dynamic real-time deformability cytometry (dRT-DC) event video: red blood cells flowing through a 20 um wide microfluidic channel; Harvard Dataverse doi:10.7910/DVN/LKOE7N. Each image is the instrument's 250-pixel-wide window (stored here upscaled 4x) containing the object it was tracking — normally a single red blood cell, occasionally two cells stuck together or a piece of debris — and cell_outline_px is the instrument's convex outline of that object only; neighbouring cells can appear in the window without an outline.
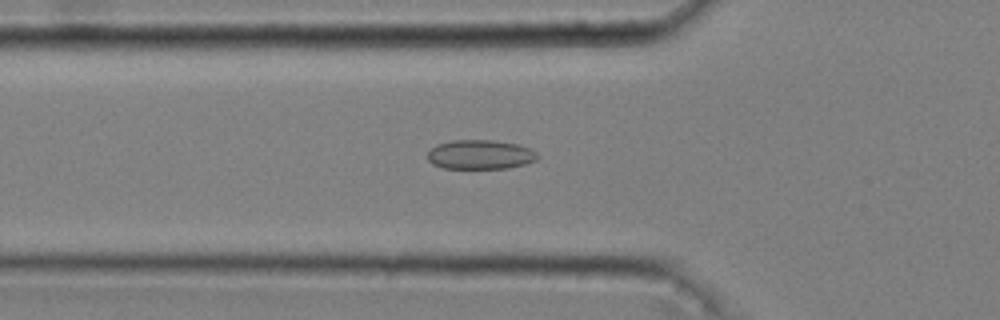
{"species": "common noctule bat (a hibernating species)", "species_latin": "Nyctalus noctula", "temperature_condition": "cold", "stored_images_in_passage": 53, "camera_frame_rate_fps": 3000, "um_per_image_px": 0.085, "animal": {"sex": "male", "body_mass_g": 20.4}, "frame": {"image": 1, "passage_image": 19, "time_ms": 6.0, "image_size_px": [1000, 320], "cell_outline_px": [[540, 156], [536, 160], [524, 164], [508, 168], [444, 168], [432, 164], [428, 160], [428, 152], [436, 144], [452, 140], [492, 140], [516, 144], [528, 148], [536, 152]], "centroid_in_image_um": [40.8, 13.14], "position_along_channel_um": 85.0, "area_um2": 18.73}}
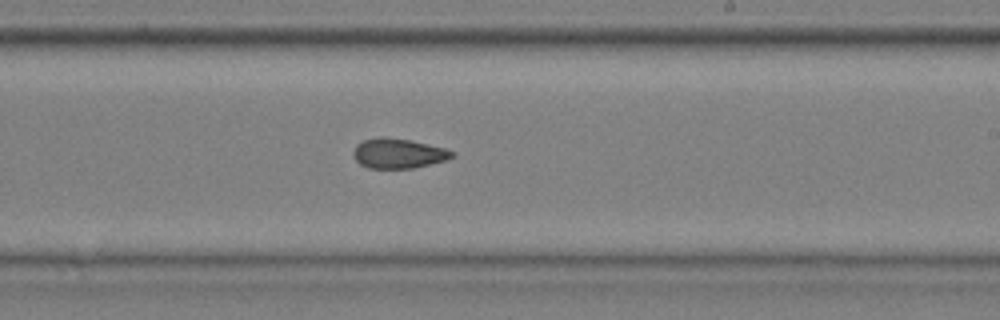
{"frame": {"image": 2, "passage_image": 33, "time_ms": 10.667, "image_size_px": [1000, 320], "cell_outline_px": [[456, 156], [448, 160], [412, 168], [368, 168], [360, 164], [352, 156], [352, 152], [356, 144], [364, 140], [412, 140], [444, 148], [456, 152]], "centroid_in_image_um": [33.91, 13.09], "position_along_channel_um": 255.1, "area_um2": 16.7}}
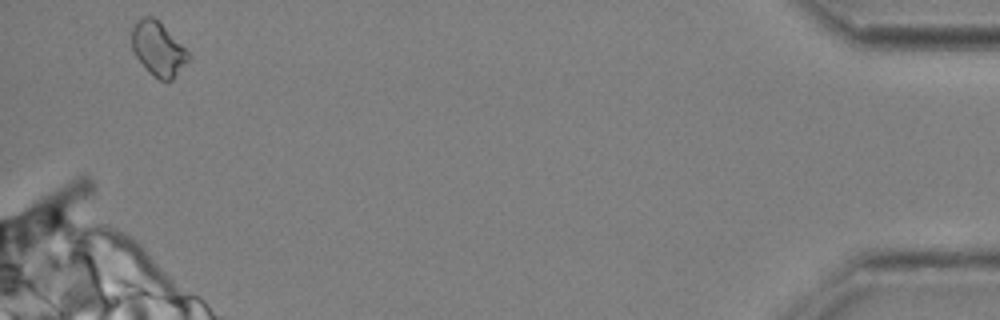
{"frame": {"image": 3, "passage_image": 52, "time_ms": 17.0, "image_size_px": [1000, 320], "cell_outline_px": [[192, 56], [172, 80], [160, 80], [136, 56], [132, 48], [132, 28], [136, 20], [144, 16], [152, 16]], "centroid_in_image_um": [13.43, 4.14], "position_along_channel_um": 421.8, "area_um2": 16.99}, "authors_computed_cell_mechanics": {"area_um2": 17.4556, "velocity_mm_per_s": 3.6436, "shape_relaxation_time_tau1_ms": null, "shape_relaxation_time_tau2_ms": 2.6237, "deformation_change_tau1": null, "deformation_change_tau2": 0.0699}}